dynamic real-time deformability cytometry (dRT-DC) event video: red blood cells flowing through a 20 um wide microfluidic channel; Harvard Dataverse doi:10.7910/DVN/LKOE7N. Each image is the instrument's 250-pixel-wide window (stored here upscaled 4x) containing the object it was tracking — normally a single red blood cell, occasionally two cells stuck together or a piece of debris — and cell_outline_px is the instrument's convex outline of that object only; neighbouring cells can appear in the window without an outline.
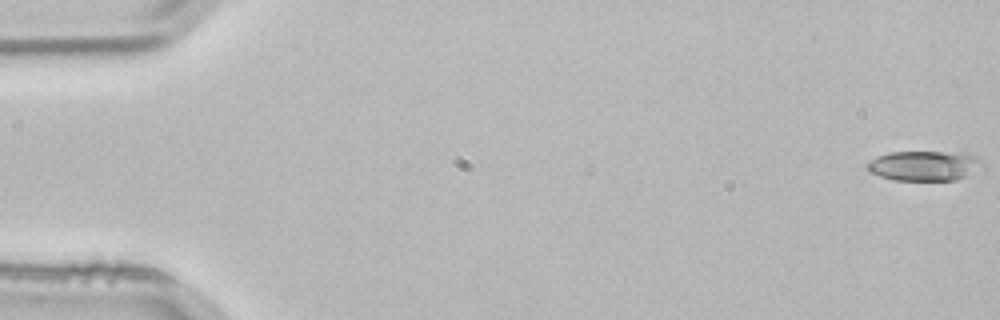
{"species": "common noctule bat (a hibernating species)", "species_latin": "Nyctalus noctula", "temperature_condition": "room temperature", "stored_images_in_passage": 4, "camera_frame_rate_fps": 3000, "um_per_image_px": 0.085, "animal": {"sex": "male", "body_mass_g": 21.5, "forearm_length_mm": 52.0}, "frame": {"image": 1, "passage_image": 1, "time_ms": 0.0, "image_size_px": [1000, 320], "cell_outline_px": [[984, 164], [964, 176], [956, 180], [892, 180], [868, 172], [864, 168], [864, 164], [876, 156], [892, 152], [968, 152], [976, 156]], "centroid_in_image_um": [78.48, 14.07], "position_along_channel_um": 6.5, "area_um2": 20.23}}
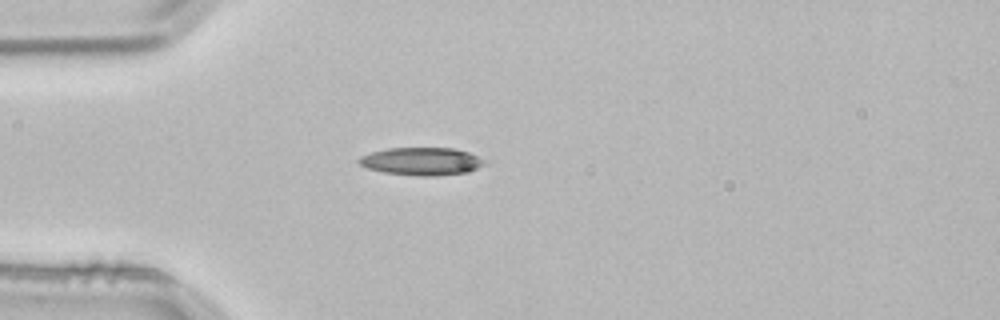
{"frame": {"image": 2, "passage_image": 4, "time_ms": 1.0, "image_size_px": [1000, 320], "cell_outline_px": [[484, 164], [468, 172], [436, 176], [420, 176], [384, 172], [368, 168], [360, 164], [356, 160], [360, 156], [372, 152], [388, 148], [456, 148], [468, 152], [484, 160]], "centroid_in_image_um": [35.81, 13.71], "position_along_channel_um": 49.2, "area_um2": 20.17}}